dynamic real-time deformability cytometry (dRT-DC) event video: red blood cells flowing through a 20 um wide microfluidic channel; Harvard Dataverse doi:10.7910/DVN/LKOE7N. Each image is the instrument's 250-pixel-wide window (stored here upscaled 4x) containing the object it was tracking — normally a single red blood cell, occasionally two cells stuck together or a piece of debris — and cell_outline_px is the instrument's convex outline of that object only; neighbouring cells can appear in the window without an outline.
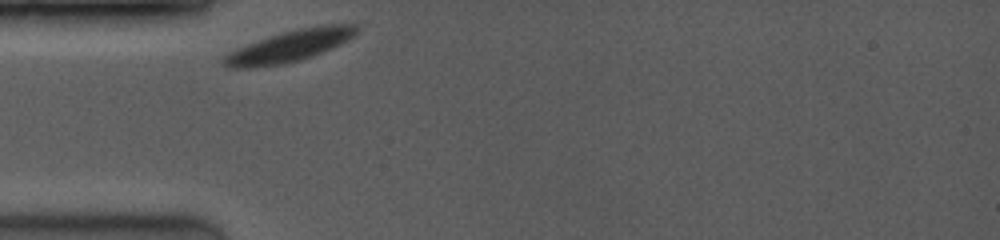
{"species": "common noctule bat (a hibernating species)", "species_latin": "Nyctalus noctula", "temperature_condition": "room temperature", "stored_images_in_passage": 3, "camera_frame_rate_fps": 3500, "um_per_image_px": 0.085, "animal": {"sex": "female", "body_mass_g": 19.0, "forearm_length_mm": 53.3}, "frame": {"image": 1, "passage_image": 1, "time_ms": 0.0, "image_size_px": [1000, 240], "cell_outline_px": [[356, 32], [348, 40], [332, 48], [312, 56], [300, 60], [284, 64], [252, 68], [228, 68], [220, 60], [224, 56], [248, 44], [284, 32], [300, 28], [320, 24], [356, 24]], "centroid_in_image_um": [24.63, 3.93], "position_along_channel_um": 60.4, "area_um2": 23.93}}